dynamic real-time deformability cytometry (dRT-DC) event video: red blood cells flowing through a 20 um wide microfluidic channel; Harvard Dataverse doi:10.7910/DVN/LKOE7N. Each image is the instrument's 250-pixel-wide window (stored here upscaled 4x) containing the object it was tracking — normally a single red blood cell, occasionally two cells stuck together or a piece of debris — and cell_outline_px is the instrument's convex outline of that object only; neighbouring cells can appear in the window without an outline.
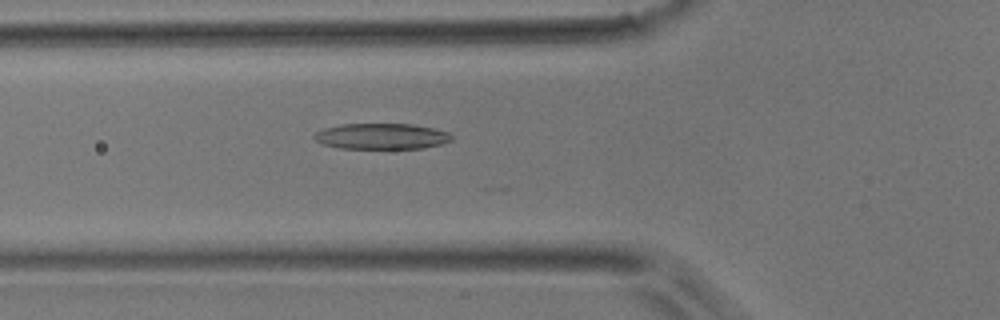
{"species": "common noctule bat (a hibernating species)", "species_latin": "Nyctalus noctula", "temperature_condition": "room temperature", "stored_images_in_passage": 18, "camera_frame_rate_fps": 3000, "um_per_image_px": 0.085, "animal": {"sex": "male", "body_mass_g": 17.9}, "frame": {"image": 1, "passage_image": 10, "time_ms": 3.0, "image_size_px": [1000, 320], "cell_outline_px": [[452, 140], [440, 144], [424, 148], [340, 148], [324, 144], [316, 140], [312, 136], [316, 132], [324, 128], [340, 124], [412, 124], [432, 128], [448, 132], [452, 136]], "centroid_in_image_um": [32.42, 11.58], "position_along_channel_um": 93.4, "area_um2": 20.52}}
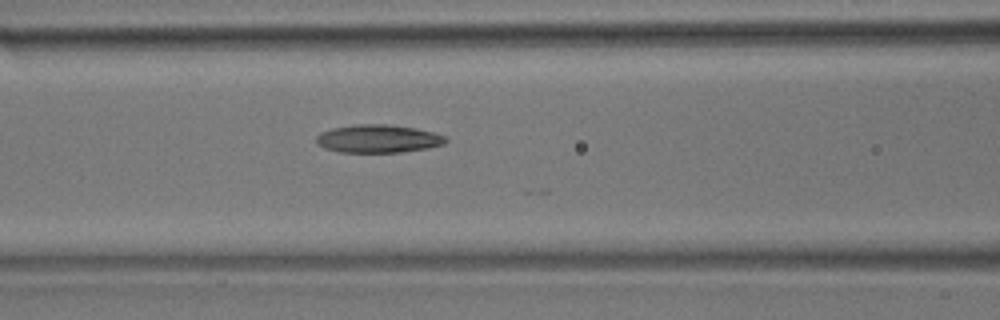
{"frame": {"image": 2, "passage_image": 13, "time_ms": 4.0, "image_size_px": [1000, 320], "cell_outline_px": [[448, 140], [444, 144], [428, 148], [400, 152], [340, 152], [324, 148], [316, 144], [316, 136], [320, 132], [332, 128], [352, 124], [388, 124], [416, 128], [432, 132], [444, 136]], "centroid_in_image_um": [32.1, 11.78], "position_along_channel_um": 134.5, "area_um2": 21.27}}
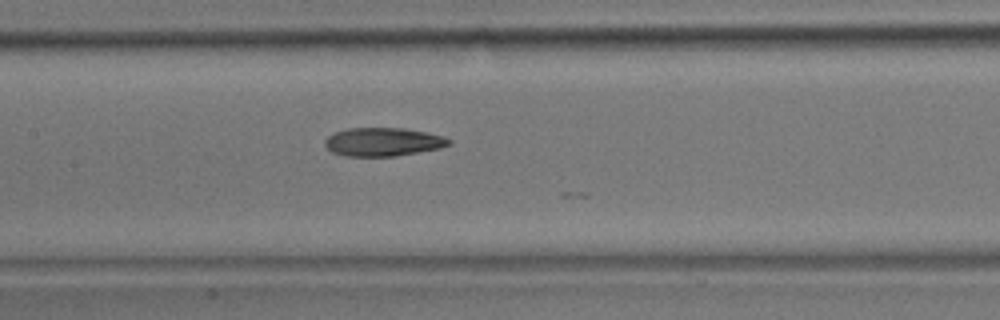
{"frame": {"image": 3, "passage_image": 16, "time_ms": 5.0, "image_size_px": [1000, 320], "cell_outline_px": [[452, 144], [440, 148], [396, 156], [344, 156], [332, 152], [324, 144], [324, 140], [328, 136], [336, 132], [348, 128], [404, 128], [428, 132], [444, 136], [452, 140]], "centroid_in_image_um": [32.59, 12.06], "position_along_channel_um": 174.8, "area_um2": 20.69}}